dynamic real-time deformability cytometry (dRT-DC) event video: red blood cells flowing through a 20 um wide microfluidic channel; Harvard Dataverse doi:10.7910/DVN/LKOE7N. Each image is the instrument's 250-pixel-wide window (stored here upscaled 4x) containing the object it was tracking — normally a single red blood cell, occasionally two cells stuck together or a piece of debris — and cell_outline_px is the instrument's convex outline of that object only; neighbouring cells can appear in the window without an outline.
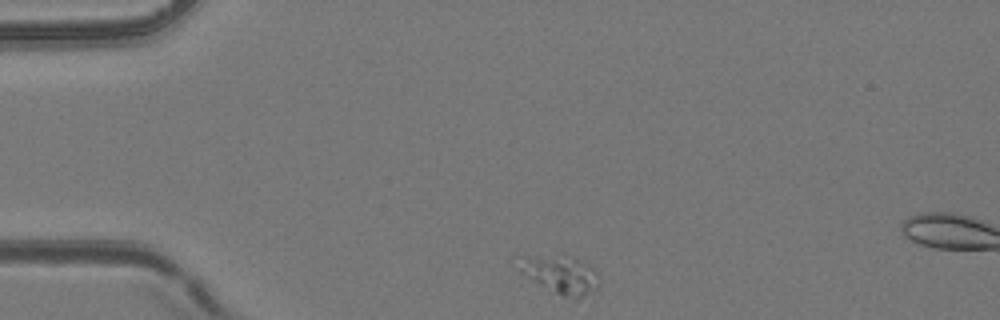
{"species": "common noctule bat (a hibernating species)", "species_latin": "Nyctalus noctula", "temperature_condition": "room temperature", "stored_images_in_passage": 5, "camera_frame_rate_fps": 3000, "um_per_image_px": 0.085, "animal": {"sex": "female", "body_mass_g": 24.6, "forearm_length_mm": 56.2}, "frame": {"image": 1, "passage_image": 1, "time_ms": 0.0, "image_size_px": [1000, 320], "cell_outline_px": [[600, 288], [596, 292], [576, 300], [560, 296], [548, 292], [520, 272], [528, 260], [560, 252], [564, 252], [592, 264], [596, 268], [600, 280]], "centroid_in_image_um": [47.89, 23.4], "position_along_channel_um": 37.1, "area_um2": 18.5}}